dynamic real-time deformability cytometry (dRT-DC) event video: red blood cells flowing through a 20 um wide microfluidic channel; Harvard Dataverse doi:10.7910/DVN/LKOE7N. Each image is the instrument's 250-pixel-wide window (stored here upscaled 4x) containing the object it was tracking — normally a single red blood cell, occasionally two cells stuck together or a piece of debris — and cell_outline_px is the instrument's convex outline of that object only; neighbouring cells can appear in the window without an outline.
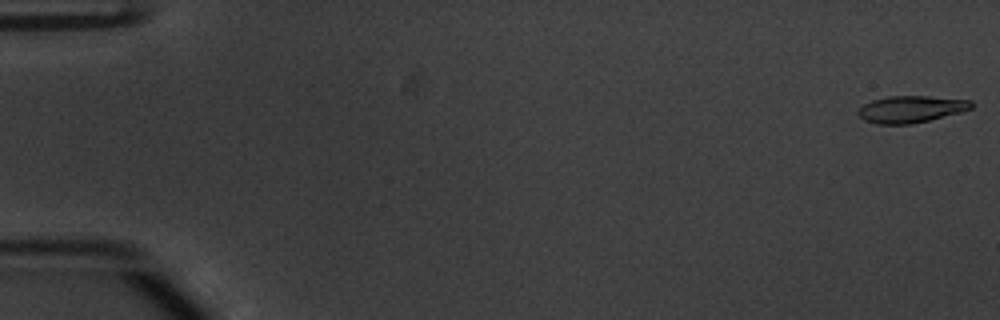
{"species": "common noctule bat (a hibernating species)", "species_latin": "Nyctalus noctula", "temperature_condition": "warm", "stored_images_in_passage": 53, "camera_frame_rate_fps": 3000, "um_per_image_px": 0.085, "animal": {"sex": "male", "body_mass_g": 20.1, "forearm_length_mm": 53.5}, "frame": {"image": 1, "passage_image": 1, "time_ms": 0.0, "image_size_px": [1000, 320], "cell_outline_px": [[972, 108], [960, 112], [912, 124], [876, 124], [864, 120], [856, 112], [864, 104], [872, 100], [888, 96], [928, 96], [972, 100]], "centroid_in_image_um": [77.41, 9.27], "position_along_channel_um": 7.6, "area_um2": 17.63}}
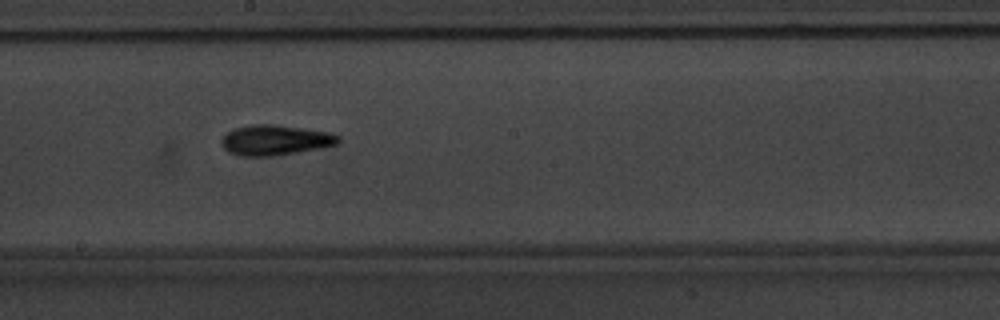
{"frame": {"image": 2, "passage_image": 30, "time_ms": 9.667, "image_size_px": [1000, 320], "cell_outline_px": [[340, 140], [336, 144], [320, 148], [272, 156], [240, 156], [228, 152], [224, 148], [220, 140], [232, 128], [252, 124], [272, 124], [328, 132], [340, 136]], "centroid_in_image_um": [23.34, 11.91], "position_along_channel_um": 224.9, "area_um2": 20.46}}
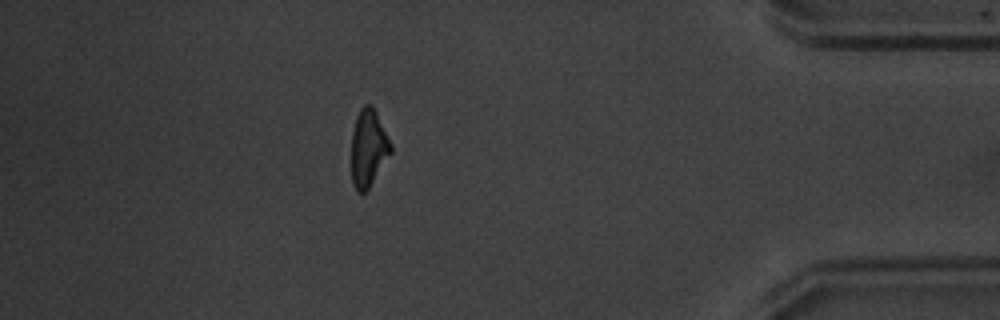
{"frame": {"image": 3, "passage_image": 47, "time_ms": 15.333, "image_size_px": [1000, 320], "cell_outline_px": [[392, 152], [368, 188], [364, 192], [356, 192], [352, 184], [352, 132], [356, 116], [360, 108], [364, 104], [372, 104], [392, 144]], "centroid_in_image_um": [31.31, 12.56], "position_along_channel_um": 403.9, "area_um2": 17.69}, "authors_computed_cell_mechanics": {"area_um2": 18.4382, "velocity_mm_per_s": 3.8592, "shape_relaxation_time_tau1_ms": 4.2685, "shape_relaxation_time_tau2_ms": 3.5885, "deformation_change_tau1": 0.1633, "deformation_change_tau2": 0.1245}}